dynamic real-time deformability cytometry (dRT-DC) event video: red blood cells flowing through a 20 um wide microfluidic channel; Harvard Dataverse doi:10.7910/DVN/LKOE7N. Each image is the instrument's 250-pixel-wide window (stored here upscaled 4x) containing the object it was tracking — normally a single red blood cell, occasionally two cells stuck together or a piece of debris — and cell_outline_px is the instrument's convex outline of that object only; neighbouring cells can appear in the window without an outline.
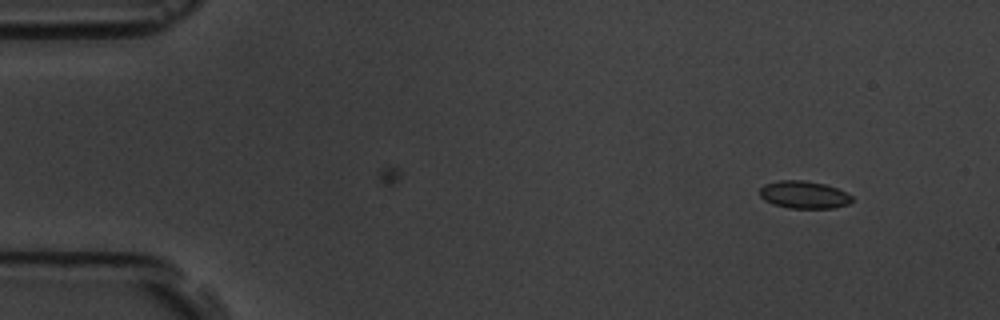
{"species": "common noctule bat (a hibernating species)", "species_latin": "Nyctalus noctula", "temperature_condition": "room temperature", "stored_images_in_passage": 5, "camera_frame_rate_fps": 3000, "um_per_image_px": 0.085, "animal": {"sex": "male", "body_mass_g": 19.5, "forearm_length_mm": 54.6}, "frame": {"image": 1, "passage_image": 1, "time_ms": 0.0, "image_size_px": [1000, 320], "cell_outline_px": [[852, 200], [848, 204], [832, 208], [788, 208], [772, 204], [764, 200], [760, 196], [760, 188], [764, 184], [780, 180], [804, 180], [824, 184], [836, 188], [852, 196]], "centroid_in_image_um": [68.29, 16.55], "position_along_channel_um": 16.7, "area_um2": 14.74}}
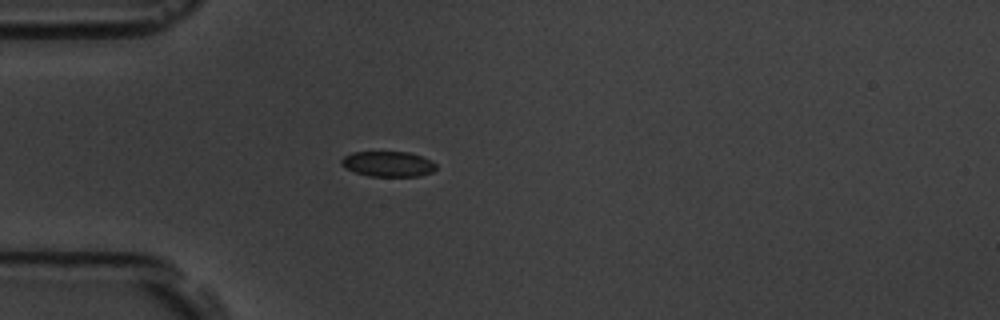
{"frame": {"image": 2, "passage_image": 4, "time_ms": 3.667, "image_size_px": [1000, 320], "cell_outline_px": [[436, 168], [432, 172], [420, 176], [368, 176], [344, 168], [340, 164], [340, 160], [344, 156], [352, 152], [408, 152], [420, 156], [436, 164]], "centroid_in_image_um": [32.94, 13.94], "position_along_channel_um": 52.1, "area_um2": 13.93}}